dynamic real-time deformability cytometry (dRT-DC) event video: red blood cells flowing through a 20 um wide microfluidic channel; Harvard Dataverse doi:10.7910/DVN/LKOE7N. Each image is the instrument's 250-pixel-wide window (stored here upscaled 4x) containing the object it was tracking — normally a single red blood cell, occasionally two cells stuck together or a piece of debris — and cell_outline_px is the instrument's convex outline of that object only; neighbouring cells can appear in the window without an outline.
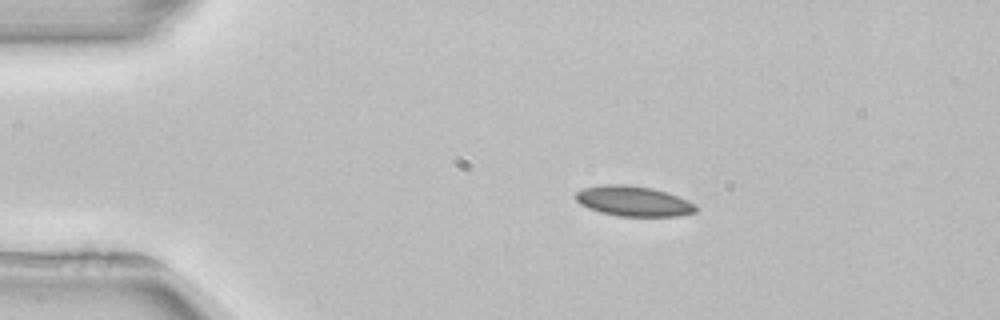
{"species": "common noctule bat (a hibernating species)", "species_latin": "Nyctalus noctula", "temperature_condition": "room temperature", "stored_images_in_passage": 4, "camera_frame_rate_fps": 3000, "um_per_image_px": 0.085, "animal": {"sex": "female", "body_mass_g": 22.7, "forearm_length_mm": 54.2}, "frame": {"image": 1, "passage_image": 2, "time_ms": 1.333, "image_size_px": [1000, 320], "cell_outline_px": [[696, 212], [676, 216], [620, 216], [600, 212], [588, 208], [580, 204], [576, 200], [576, 192], [584, 188], [604, 184], [624, 184], [652, 188], [668, 192], [692, 204], [696, 208]], "centroid_in_image_um": [53.79, 17.09], "position_along_channel_um": 31.2, "area_um2": 20.87}}
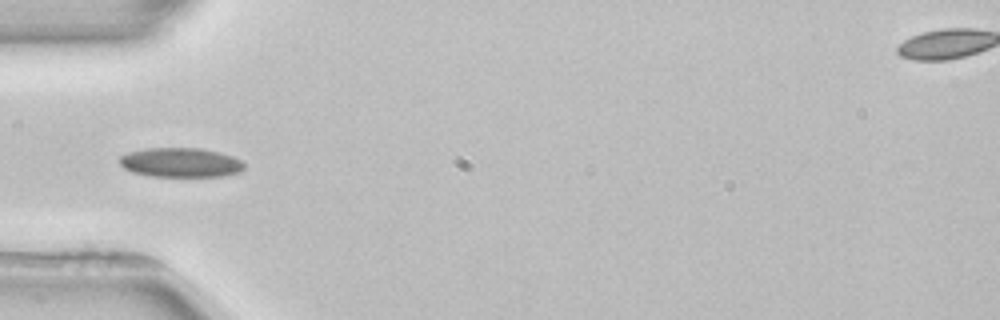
{"frame": {"image": 2, "passage_image": 4, "time_ms": 3.667, "image_size_px": [1000, 320], "cell_outline_px": [[244, 168], [240, 172], [224, 176], [148, 176], [132, 172], [124, 168], [120, 164], [120, 156], [128, 152], [148, 148], [200, 148], [220, 152], [232, 156], [240, 160], [244, 164]], "centroid_in_image_um": [15.35, 13.81], "position_along_channel_um": 69.6, "area_um2": 21.39}}